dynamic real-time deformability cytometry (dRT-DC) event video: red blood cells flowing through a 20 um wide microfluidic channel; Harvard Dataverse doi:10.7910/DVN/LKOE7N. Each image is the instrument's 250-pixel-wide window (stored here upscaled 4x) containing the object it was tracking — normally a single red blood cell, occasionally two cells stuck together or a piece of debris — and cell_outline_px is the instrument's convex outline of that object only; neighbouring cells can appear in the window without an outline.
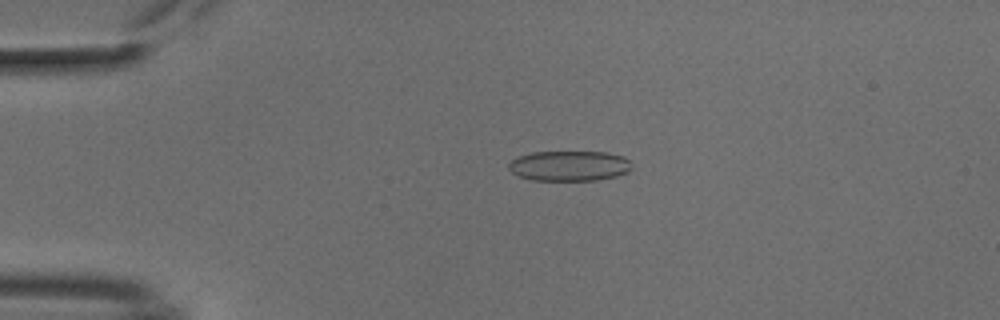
{"species": "common noctule bat (a hibernating species)", "species_latin": "Nyctalus noctula", "temperature_condition": "cold", "stored_images_in_passage": 53, "camera_frame_rate_fps": 3000, "um_per_image_px": 0.085, "animal": {"sex": "male", "body_mass_g": 18.8}, "frame": {"image": 1, "passage_image": 12, "time_ms": 3.667, "image_size_px": [1000, 320], "cell_outline_px": [[632, 168], [628, 172], [616, 176], [596, 180], [532, 180], [520, 176], [512, 172], [508, 168], [508, 164], [512, 160], [520, 156], [532, 152], [608, 152], [624, 156], [628, 160]], "centroid_in_image_um": [48.41, 14.09], "position_along_channel_um": 36.6, "area_um2": 21.62}}
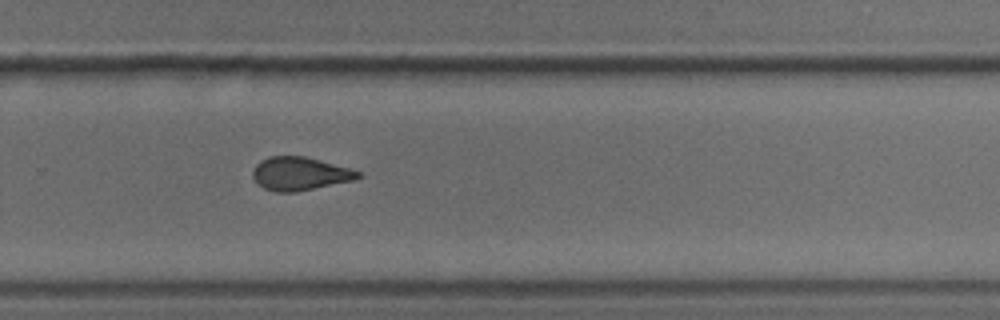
{"frame": {"image": 2, "passage_image": 36, "time_ms": 11.667, "image_size_px": [1000, 320], "cell_outline_px": [[364, 176], [352, 180], [296, 192], [276, 192], [264, 188], [256, 184], [252, 176], [252, 172], [256, 164], [260, 160], [268, 156], [304, 156], [348, 168], [360, 172]], "centroid_in_image_um": [25.43, 14.76], "position_along_channel_um": 304.4, "area_um2": 20.35}}
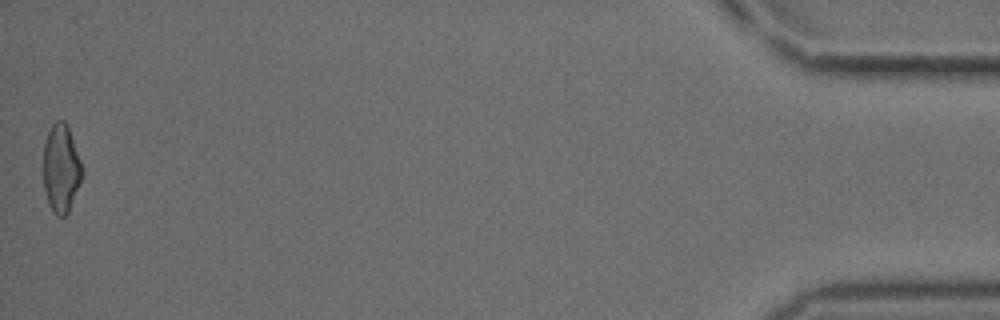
{"frame": {"image": 3, "passage_image": 53, "time_ms": 17.333, "image_size_px": [1000, 320], "cell_outline_px": [[84, 172], [68, 212], [64, 216], [56, 216], [52, 212], [44, 188], [44, 140], [52, 124], [56, 120], [64, 120], [68, 124]], "centroid_in_image_um": [5.19, 14.28], "position_along_channel_um": 430.0, "area_um2": 19.88}, "authors_computed_cell_mechanics": {"area_um2": 21.0392, "velocity_mm_per_s": 3.8112, "shape_relaxation_time_tau1_ms": 4.7083, "shape_relaxation_time_tau2_ms": 1.5373, "deformation_change_tau1": 0.116, "deformation_change_tau2": 0.0921}}